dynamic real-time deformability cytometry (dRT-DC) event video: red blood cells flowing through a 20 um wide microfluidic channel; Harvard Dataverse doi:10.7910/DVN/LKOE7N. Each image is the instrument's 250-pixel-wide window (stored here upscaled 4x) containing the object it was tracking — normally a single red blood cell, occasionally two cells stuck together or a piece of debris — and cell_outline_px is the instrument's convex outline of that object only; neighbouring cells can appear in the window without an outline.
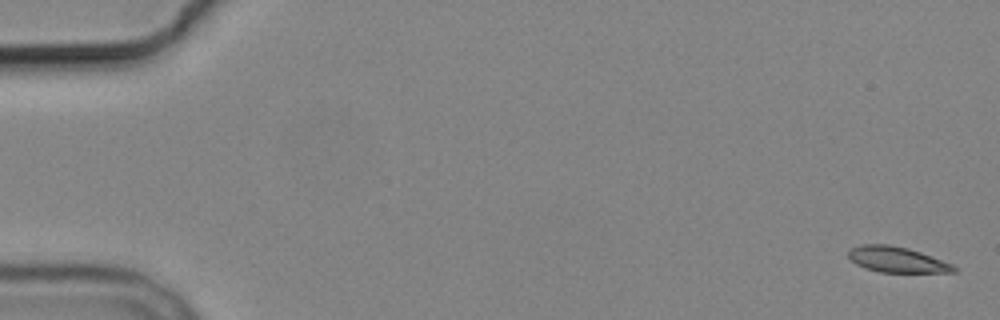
{"species": "common noctule bat (a hibernating species)", "species_latin": "Nyctalus noctula", "temperature_condition": "cold", "stored_images_in_passage": 6, "camera_frame_rate_fps": 3000, "um_per_image_px": 0.085, "animal": {"sex": "male", "body_mass_g": 19.2, "forearm_length_mm": 51.8}, "frame": {"image": 1, "passage_image": 1, "time_ms": 0.0, "image_size_px": [1000, 320], "cell_outline_px": [[956, 272], [880, 272], [864, 268], [856, 264], [848, 256], [848, 252], [852, 248], [860, 244], [888, 244], [908, 248], [932, 256], [952, 264], [956, 268]], "centroid_in_image_um": [76.22, 22.06], "position_along_channel_um": 8.8, "area_um2": 15.66}}
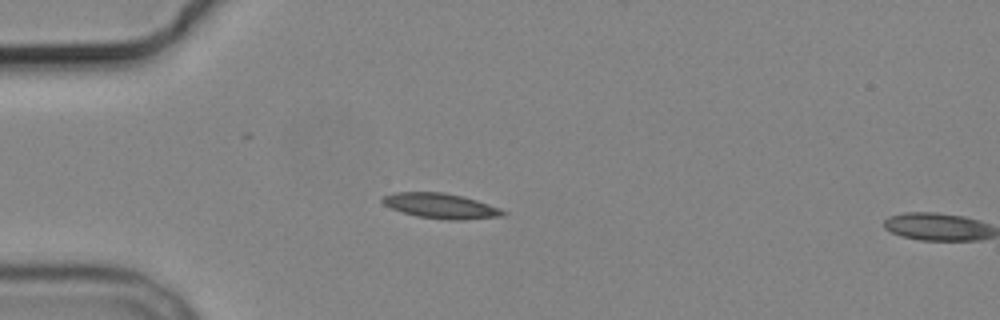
{"frame": {"image": 2, "passage_image": 5, "time_ms": 4.667, "image_size_px": [1000, 320], "cell_outline_px": [[508, 212], [504, 216], [464, 220], [448, 220], [416, 216], [392, 208], [384, 204], [380, 200], [380, 196], [396, 192], [444, 192], [476, 200], [500, 208]], "centroid_in_image_um": [37.47, 17.5], "position_along_channel_um": 47.5, "area_um2": 17.69}}